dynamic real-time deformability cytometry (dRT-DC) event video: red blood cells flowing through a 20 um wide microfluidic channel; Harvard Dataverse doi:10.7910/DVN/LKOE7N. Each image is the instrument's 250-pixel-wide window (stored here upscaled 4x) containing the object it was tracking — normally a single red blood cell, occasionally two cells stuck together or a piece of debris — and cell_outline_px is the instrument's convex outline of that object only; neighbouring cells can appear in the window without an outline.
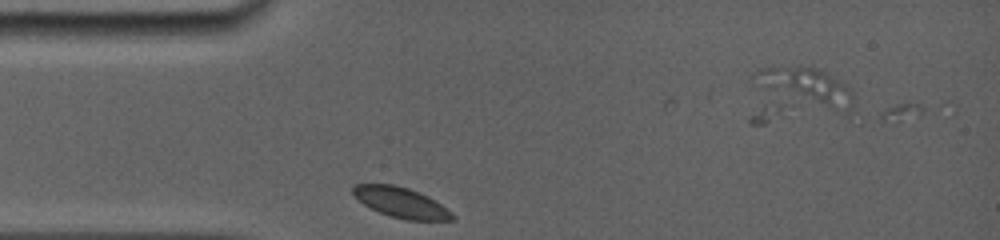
{"species": "common noctule bat (a hibernating species)", "species_latin": "Nyctalus noctula", "temperature_condition": "room temperature", "stored_images_in_passage": 11, "camera_frame_rate_fps": 5000, "um_per_image_px": 0.085, "animal": {"sex": "female", "body_mass_g": 19.0, "forearm_length_mm": 56.7}, "frame": {"image": 1, "passage_image": 1, "time_ms": 0.0, "image_size_px": [1000, 240], "cell_outline_px": [[456, 220], [408, 220], [392, 216], [380, 212], [364, 204], [352, 196], [352, 184], [392, 184], [408, 188], [420, 192], [428, 196], [452, 212], [456, 216]], "centroid_in_image_um": [34.08, 17.2], "position_along_channel_um": 50.9, "area_um2": 17.51}}
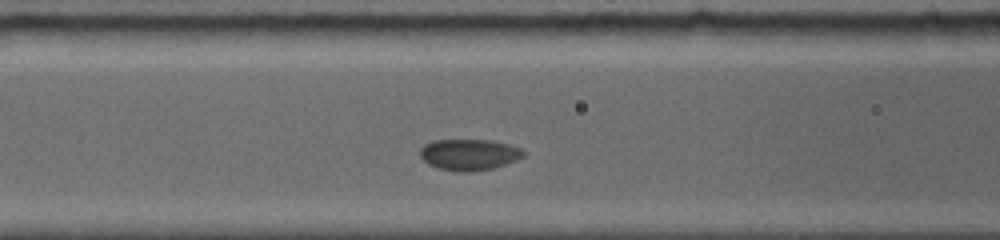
{"frame": {"image": 2, "passage_image": 7, "time_ms": 2.4, "image_size_px": [1000, 240], "cell_outline_px": [[524, 156], [516, 160], [492, 168], [472, 172], [460, 172], [440, 168], [428, 164], [420, 156], [420, 148], [424, 144], [432, 140], [492, 140], [508, 144], [520, 148], [524, 152]], "centroid_in_image_um": [39.85, 13.13], "position_along_channel_um": 126.7, "area_um2": 18.73}}
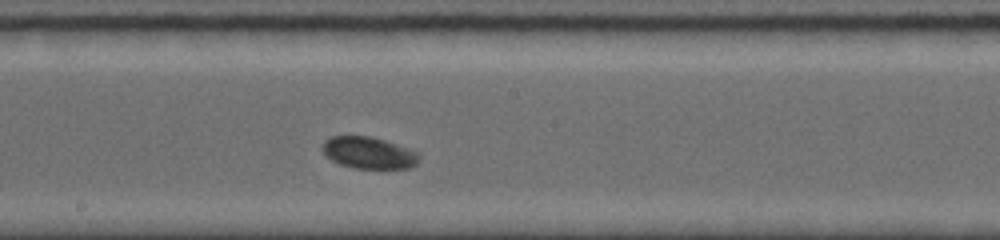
{"frame": {"image": 3, "passage_image": 11, "time_ms": 4.8, "image_size_px": [1000, 240], "cell_outline_px": [[420, 160], [416, 164], [408, 168], [352, 168], [340, 164], [332, 160], [324, 152], [324, 140], [332, 136], [372, 136], [420, 152]], "centroid_in_image_um": [31.39, 12.98], "position_along_channel_um": 216.8, "area_um2": 17.8}}